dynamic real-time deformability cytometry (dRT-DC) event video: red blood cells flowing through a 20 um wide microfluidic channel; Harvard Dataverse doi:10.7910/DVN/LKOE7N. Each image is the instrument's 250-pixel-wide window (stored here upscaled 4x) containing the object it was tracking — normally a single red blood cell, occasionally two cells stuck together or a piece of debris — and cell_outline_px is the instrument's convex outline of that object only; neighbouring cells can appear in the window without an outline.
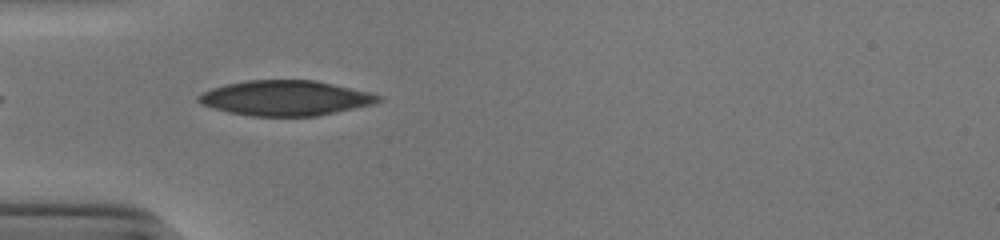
{"species": "human", "species_latin": "Homo sapiens", "temperature_condition": "cold", "stored_images_in_passage": 35, "camera_frame_rate_fps": 3000, "um_per_image_px": 0.085, "donor": {"sex": "male"}, "frame": {"image": 1, "passage_image": 1, "time_ms": 0.0, "image_size_px": [1000, 240], "cell_outline_px": [[384, 100], [376, 104], [316, 116], [252, 116], [228, 112], [212, 108], [200, 104], [196, 100], [196, 96], [212, 88], [228, 84], [248, 80], [316, 80], [368, 92], [384, 96]], "centroid_in_image_um": [24.29, 8.34], "position_along_channel_um": 60.7, "area_um2": 36.93}}
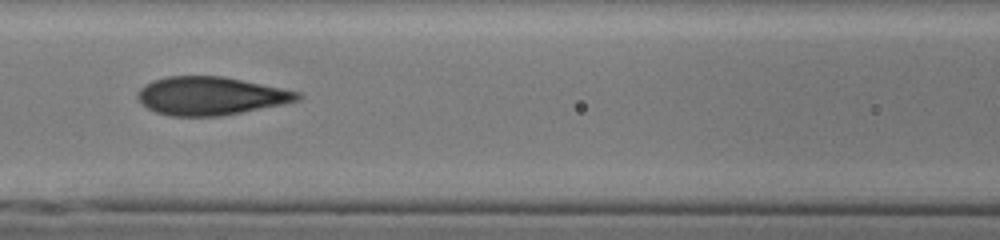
{"frame": {"image": 2, "passage_image": 8, "time_ms": 2.333, "image_size_px": [1000, 240], "cell_outline_px": [[304, 96], [300, 100], [284, 104], [220, 116], [168, 116], [156, 112], [140, 104], [136, 96], [136, 92], [144, 84], [152, 80], [168, 76], [224, 76], [300, 92]], "centroid_in_image_um": [17.87, 8.15], "position_along_channel_um": 148.7, "area_um2": 35.89}}
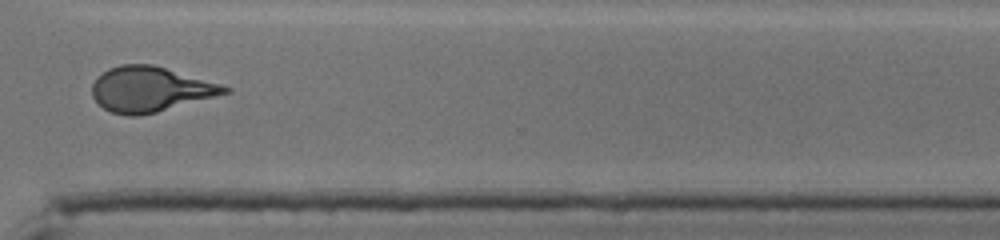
{"frame": {"image": 3, "passage_image": 24, "time_ms": 7.667, "image_size_px": [1000, 240], "cell_outline_px": [[232, 92], [156, 112], [140, 116], [128, 116], [112, 112], [104, 108], [92, 96], [92, 84], [96, 76], [108, 68], [120, 64], [152, 64], [220, 84], [232, 88]], "centroid_in_image_um": [12.75, 7.58], "position_along_channel_um": 357.9, "area_um2": 34.74}, "authors_computed_cell_mechanics": {"area_um2": 35.547, "velocity_mm_per_s": 3.9239, "shape_relaxation_time_tau1_ms": 6.1693, "shape_relaxation_time_tau2_ms": 1.0467, "deformation_change_tau1": 0.2005, "deformation_change_tau2": 0.074}}